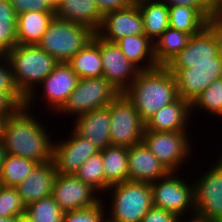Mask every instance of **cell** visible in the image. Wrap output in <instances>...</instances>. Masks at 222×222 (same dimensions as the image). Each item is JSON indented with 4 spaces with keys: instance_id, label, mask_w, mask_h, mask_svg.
Segmentation results:
<instances>
[{
    "instance_id": "db71d44e",
    "label": "cell",
    "mask_w": 222,
    "mask_h": 222,
    "mask_svg": "<svg viewBox=\"0 0 222 222\" xmlns=\"http://www.w3.org/2000/svg\"><path fill=\"white\" fill-rule=\"evenodd\" d=\"M218 159H216V161H218V162H220V163H222V152H221V155L219 156L218 155V157H217Z\"/></svg>"
},
{
    "instance_id": "836d02e7",
    "label": "cell",
    "mask_w": 222,
    "mask_h": 222,
    "mask_svg": "<svg viewBox=\"0 0 222 222\" xmlns=\"http://www.w3.org/2000/svg\"><path fill=\"white\" fill-rule=\"evenodd\" d=\"M25 215L31 222H62L64 212L51 195L27 205Z\"/></svg>"
},
{
    "instance_id": "30bf717a",
    "label": "cell",
    "mask_w": 222,
    "mask_h": 222,
    "mask_svg": "<svg viewBox=\"0 0 222 222\" xmlns=\"http://www.w3.org/2000/svg\"><path fill=\"white\" fill-rule=\"evenodd\" d=\"M222 53V29L211 22L198 34L192 35L186 47L165 67L167 69H185L195 62L213 61Z\"/></svg>"
},
{
    "instance_id": "5b68a950",
    "label": "cell",
    "mask_w": 222,
    "mask_h": 222,
    "mask_svg": "<svg viewBox=\"0 0 222 222\" xmlns=\"http://www.w3.org/2000/svg\"><path fill=\"white\" fill-rule=\"evenodd\" d=\"M94 34L87 26L54 16L37 45L58 62L67 63L93 39Z\"/></svg>"
},
{
    "instance_id": "8d00e7d4",
    "label": "cell",
    "mask_w": 222,
    "mask_h": 222,
    "mask_svg": "<svg viewBox=\"0 0 222 222\" xmlns=\"http://www.w3.org/2000/svg\"><path fill=\"white\" fill-rule=\"evenodd\" d=\"M25 105V99L20 93L0 92V120L13 114L19 107Z\"/></svg>"
},
{
    "instance_id": "816d5d0a",
    "label": "cell",
    "mask_w": 222,
    "mask_h": 222,
    "mask_svg": "<svg viewBox=\"0 0 222 222\" xmlns=\"http://www.w3.org/2000/svg\"><path fill=\"white\" fill-rule=\"evenodd\" d=\"M100 222H115V221H112L111 219H109V218L105 215Z\"/></svg>"
},
{
    "instance_id": "ee69618b",
    "label": "cell",
    "mask_w": 222,
    "mask_h": 222,
    "mask_svg": "<svg viewBox=\"0 0 222 222\" xmlns=\"http://www.w3.org/2000/svg\"><path fill=\"white\" fill-rule=\"evenodd\" d=\"M182 220L183 218H181L179 222H182ZM186 222H216V221L193 215L188 221L186 220Z\"/></svg>"
},
{
    "instance_id": "9f6ffc18",
    "label": "cell",
    "mask_w": 222,
    "mask_h": 222,
    "mask_svg": "<svg viewBox=\"0 0 222 222\" xmlns=\"http://www.w3.org/2000/svg\"><path fill=\"white\" fill-rule=\"evenodd\" d=\"M1 122H2V120H0V135H1Z\"/></svg>"
},
{
    "instance_id": "484cf974",
    "label": "cell",
    "mask_w": 222,
    "mask_h": 222,
    "mask_svg": "<svg viewBox=\"0 0 222 222\" xmlns=\"http://www.w3.org/2000/svg\"><path fill=\"white\" fill-rule=\"evenodd\" d=\"M190 38V34L168 27L153 42V55L157 66H166L186 47Z\"/></svg>"
},
{
    "instance_id": "5bb4252c",
    "label": "cell",
    "mask_w": 222,
    "mask_h": 222,
    "mask_svg": "<svg viewBox=\"0 0 222 222\" xmlns=\"http://www.w3.org/2000/svg\"><path fill=\"white\" fill-rule=\"evenodd\" d=\"M52 196L63 212L88 208L101 200V194L90 185L65 174H56Z\"/></svg>"
},
{
    "instance_id": "7bdbcfd3",
    "label": "cell",
    "mask_w": 222,
    "mask_h": 222,
    "mask_svg": "<svg viewBox=\"0 0 222 222\" xmlns=\"http://www.w3.org/2000/svg\"><path fill=\"white\" fill-rule=\"evenodd\" d=\"M214 22H222V3L214 10Z\"/></svg>"
},
{
    "instance_id": "d4e9b609",
    "label": "cell",
    "mask_w": 222,
    "mask_h": 222,
    "mask_svg": "<svg viewBox=\"0 0 222 222\" xmlns=\"http://www.w3.org/2000/svg\"><path fill=\"white\" fill-rule=\"evenodd\" d=\"M80 78L103 77V64L100 54V37L95 33L76 55L67 62Z\"/></svg>"
},
{
    "instance_id": "e575fe53",
    "label": "cell",
    "mask_w": 222,
    "mask_h": 222,
    "mask_svg": "<svg viewBox=\"0 0 222 222\" xmlns=\"http://www.w3.org/2000/svg\"><path fill=\"white\" fill-rule=\"evenodd\" d=\"M17 188L0 185V217H18L25 214Z\"/></svg>"
},
{
    "instance_id": "7c38bea8",
    "label": "cell",
    "mask_w": 222,
    "mask_h": 222,
    "mask_svg": "<svg viewBox=\"0 0 222 222\" xmlns=\"http://www.w3.org/2000/svg\"><path fill=\"white\" fill-rule=\"evenodd\" d=\"M176 79L179 97L190 104L216 79L222 78V53L213 61L195 62L185 69H168Z\"/></svg>"
},
{
    "instance_id": "83f0119b",
    "label": "cell",
    "mask_w": 222,
    "mask_h": 222,
    "mask_svg": "<svg viewBox=\"0 0 222 222\" xmlns=\"http://www.w3.org/2000/svg\"><path fill=\"white\" fill-rule=\"evenodd\" d=\"M138 7L143 18L144 34L154 42L169 27V6L155 0Z\"/></svg>"
},
{
    "instance_id": "f6af8a7d",
    "label": "cell",
    "mask_w": 222,
    "mask_h": 222,
    "mask_svg": "<svg viewBox=\"0 0 222 222\" xmlns=\"http://www.w3.org/2000/svg\"><path fill=\"white\" fill-rule=\"evenodd\" d=\"M5 156H6V151L4 149V145L0 137V172L2 170V165L4 163Z\"/></svg>"
},
{
    "instance_id": "f1b7e54d",
    "label": "cell",
    "mask_w": 222,
    "mask_h": 222,
    "mask_svg": "<svg viewBox=\"0 0 222 222\" xmlns=\"http://www.w3.org/2000/svg\"><path fill=\"white\" fill-rule=\"evenodd\" d=\"M210 23L197 8L180 5L169 7V27L191 36L201 32Z\"/></svg>"
},
{
    "instance_id": "c3c4849f",
    "label": "cell",
    "mask_w": 222,
    "mask_h": 222,
    "mask_svg": "<svg viewBox=\"0 0 222 222\" xmlns=\"http://www.w3.org/2000/svg\"><path fill=\"white\" fill-rule=\"evenodd\" d=\"M15 222H31L30 219L24 214L18 217H15Z\"/></svg>"
},
{
    "instance_id": "7402d4cb",
    "label": "cell",
    "mask_w": 222,
    "mask_h": 222,
    "mask_svg": "<svg viewBox=\"0 0 222 222\" xmlns=\"http://www.w3.org/2000/svg\"><path fill=\"white\" fill-rule=\"evenodd\" d=\"M55 17L91 28L99 29L103 15L94 0H61Z\"/></svg>"
},
{
    "instance_id": "60d3db41",
    "label": "cell",
    "mask_w": 222,
    "mask_h": 222,
    "mask_svg": "<svg viewBox=\"0 0 222 222\" xmlns=\"http://www.w3.org/2000/svg\"><path fill=\"white\" fill-rule=\"evenodd\" d=\"M180 217L171 212L164 209L152 207L143 217L141 222H179Z\"/></svg>"
},
{
    "instance_id": "9a60e30c",
    "label": "cell",
    "mask_w": 222,
    "mask_h": 222,
    "mask_svg": "<svg viewBox=\"0 0 222 222\" xmlns=\"http://www.w3.org/2000/svg\"><path fill=\"white\" fill-rule=\"evenodd\" d=\"M96 34L105 41L112 43H116L125 36L144 34L143 18L139 7L129 5L125 8L105 13Z\"/></svg>"
},
{
    "instance_id": "ab89813d",
    "label": "cell",
    "mask_w": 222,
    "mask_h": 222,
    "mask_svg": "<svg viewBox=\"0 0 222 222\" xmlns=\"http://www.w3.org/2000/svg\"><path fill=\"white\" fill-rule=\"evenodd\" d=\"M0 92L19 93L13 82L11 67L6 56H0Z\"/></svg>"
},
{
    "instance_id": "b9f144b4",
    "label": "cell",
    "mask_w": 222,
    "mask_h": 222,
    "mask_svg": "<svg viewBox=\"0 0 222 222\" xmlns=\"http://www.w3.org/2000/svg\"><path fill=\"white\" fill-rule=\"evenodd\" d=\"M94 2L97 4L102 15L130 5L129 0H94Z\"/></svg>"
},
{
    "instance_id": "3957f363",
    "label": "cell",
    "mask_w": 222,
    "mask_h": 222,
    "mask_svg": "<svg viewBox=\"0 0 222 222\" xmlns=\"http://www.w3.org/2000/svg\"><path fill=\"white\" fill-rule=\"evenodd\" d=\"M124 94L144 123L159 109L179 98L175 76L165 66L139 71Z\"/></svg>"
},
{
    "instance_id": "74e56055",
    "label": "cell",
    "mask_w": 222,
    "mask_h": 222,
    "mask_svg": "<svg viewBox=\"0 0 222 222\" xmlns=\"http://www.w3.org/2000/svg\"><path fill=\"white\" fill-rule=\"evenodd\" d=\"M169 7L185 6L197 8L210 22H214V9L205 0H159Z\"/></svg>"
},
{
    "instance_id": "52a82bcc",
    "label": "cell",
    "mask_w": 222,
    "mask_h": 222,
    "mask_svg": "<svg viewBox=\"0 0 222 222\" xmlns=\"http://www.w3.org/2000/svg\"><path fill=\"white\" fill-rule=\"evenodd\" d=\"M150 187L154 207L171 211L180 218L184 214H195L194 182L189 184L176 172H169L157 181L151 182Z\"/></svg>"
},
{
    "instance_id": "f35d334b",
    "label": "cell",
    "mask_w": 222,
    "mask_h": 222,
    "mask_svg": "<svg viewBox=\"0 0 222 222\" xmlns=\"http://www.w3.org/2000/svg\"><path fill=\"white\" fill-rule=\"evenodd\" d=\"M16 15L26 11L54 12L45 0H9Z\"/></svg>"
},
{
    "instance_id": "f5cc1de1",
    "label": "cell",
    "mask_w": 222,
    "mask_h": 222,
    "mask_svg": "<svg viewBox=\"0 0 222 222\" xmlns=\"http://www.w3.org/2000/svg\"><path fill=\"white\" fill-rule=\"evenodd\" d=\"M222 3V0H215V9Z\"/></svg>"
},
{
    "instance_id": "681fc988",
    "label": "cell",
    "mask_w": 222,
    "mask_h": 222,
    "mask_svg": "<svg viewBox=\"0 0 222 222\" xmlns=\"http://www.w3.org/2000/svg\"><path fill=\"white\" fill-rule=\"evenodd\" d=\"M0 222H15V217H0Z\"/></svg>"
},
{
    "instance_id": "4fadbf2b",
    "label": "cell",
    "mask_w": 222,
    "mask_h": 222,
    "mask_svg": "<svg viewBox=\"0 0 222 222\" xmlns=\"http://www.w3.org/2000/svg\"><path fill=\"white\" fill-rule=\"evenodd\" d=\"M68 138L53 141L52 161L57 174L75 175L82 164L100 150L72 128Z\"/></svg>"
},
{
    "instance_id": "11a10c76",
    "label": "cell",
    "mask_w": 222,
    "mask_h": 222,
    "mask_svg": "<svg viewBox=\"0 0 222 222\" xmlns=\"http://www.w3.org/2000/svg\"><path fill=\"white\" fill-rule=\"evenodd\" d=\"M216 23H218L220 25L221 29H222V22H216Z\"/></svg>"
},
{
    "instance_id": "7dc6e473",
    "label": "cell",
    "mask_w": 222,
    "mask_h": 222,
    "mask_svg": "<svg viewBox=\"0 0 222 222\" xmlns=\"http://www.w3.org/2000/svg\"><path fill=\"white\" fill-rule=\"evenodd\" d=\"M150 1H155V0H129V3L130 5L139 6L141 4L148 3Z\"/></svg>"
},
{
    "instance_id": "ac0fdd59",
    "label": "cell",
    "mask_w": 222,
    "mask_h": 222,
    "mask_svg": "<svg viewBox=\"0 0 222 222\" xmlns=\"http://www.w3.org/2000/svg\"><path fill=\"white\" fill-rule=\"evenodd\" d=\"M72 129L81 137L94 144L99 150L111 145L110 109L108 106L74 118Z\"/></svg>"
},
{
    "instance_id": "e0dca14e",
    "label": "cell",
    "mask_w": 222,
    "mask_h": 222,
    "mask_svg": "<svg viewBox=\"0 0 222 222\" xmlns=\"http://www.w3.org/2000/svg\"><path fill=\"white\" fill-rule=\"evenodd\" d=\"M79 77L65 62H59L54 70L39 84L43 86V98L50 111H59L67 102L69 95L76 88ZM44 96V97H43Z\"/></svg>"
},
{
    "instance_id": "7a4b0ae2",
    "label": "cell",
    "mask_w": 222,
    "mask_h": 222,
    "mask_svg": "<svg viewBox=\"0 0 222 222\" xmlns=\"http://www.w3.org/2000/svg\"><path fill=\"white\" fill-rule=\"evenodd\" d=\"M6 58L11 67L16 89L25 99V106L32 109L37 98V86L54 70L59 63L37 44L15 45L7 52Z\"/></svg>"
},
{
    "instance_id": "44dd1931",
    "label": "cell",
    "mask_w": 222,
    "mask_h": 222,
    "mask_svg": "<svg viewBox=\"0 0 222 222\" xmlns=\"http://www.w3.org/2000/svg\"><path fill=\"white\" fill-rule=\"evenodd\" d=\"M191 115V104L179 97L155 112L145 122V131H187Z\"/></svg>"
},
{
    "instance_id": "f907efd6",
    "label": "cell",
    "mask_w": 222,
    "mask_h": 222,
    "mask_svg": "<svg viewBox=\"0 0 222 222\" xmlns=\"http://www.w3.org/2000/svg\"><path fill=\"white\" fill-rule=\"evenodd\" d=\"M215 10V0H205Z\"/></svg>"
},
{
    "instance_id": "2e32d148",
    "label": "cell",
    "mask_w": 222,
    "mask_h": 222,
    "mask_svg": "<svg viewBox=\"0 0 222 222\" xmlns=\"http://www.w3.org/2000/svg\"><path fill=\"white\" fill-rule=\"evenodd\" d=\"M100 54L103 77L120 93L124 92L136 78L139 70L127 59L116 43L100 38Z\"/></svg>"
},
{
    "instance_id": "8992f818",
    "label": "cell",
    "mask_w": 222,
    "mask_h": 222,
    "mask_svg": "<svg viewBox=\"0 0 222 222\" xmlns=\"http://www.w3.org/2000/svg\"><path fill=\"white\" fill-rule=\"evenodd\" d=\"M119 94V90L104 77L80 78L67 102L56 113L60 115L64 112L71 114V117H79L94 109L108 106Z\"/></svg>"
},
{
    "instance_id": "ba28073f",
    "label": "cell",
    "mask_w": 222,
    "mask_h": 222,
    "mask_svg": "<svg viewBox=\"0 0 222 222\" xmlns=\"http://www.w3.org/2000/svg\"><path fill=\"white\" fill-rule=\"evenodd\" d=\"M188 134V131H144L142 142L169 172L179 173L193 152Z\"/></svg>"
},
{
    "instance_id": "1f68e13d",
    "label": "cell",
    "mask_w": 222,
    "mask_h": 222,
    "mask_svg": "<svg viewBox=\"0 0 222 222\" xmlns=\"http://www.w3.org/2000/svg\"><path fill=\"white\" fill-rule=\"evenodd\" d=\"M17 15L9 0H0V56H6L15 45Z\"/></svg>"
},
{
    "instance_id": "8fae6325",
    "label": "cell",
    "mask_w": 222,
    "mask_h": 222,
    "mask_svg": "<svg viewBox=\"0 0 222 222\" xmlns=\"http://www.w3.org/2000/svg\"><path fill=\"white\" fill-rule=\"evenodd\" d=\"M211 166L194 180V215L222 222V163Z\"/></svg>"
},
{
    "instance_id": "d6986e66",
    "label": "cell",
    "mask_w": 222,
    "mask_h": 222,
    "mask_svg": "<svg viewBox=\"0 0 222 222\" xmlns=\"http://www.w3.org/2000/svg\"><path fill=\"white\" fill-rule=\"evenodd\" d=\"M168 173L169 171L143 142L128 147L129 181L151 183Z\"/></svg>"
},
{
    "instance_id": "603a6c76",
    "label": "cell",
    "mask_w": 222,
    "mask_h": 222,
    "mask_svg": "<svg viewBox=\"0 0 222 222\" xmlns=\"http://www.w3.org/2000/svg\"><path fill=\"white\" fill-rule=\"evenodd\" d=\"M54 12L26 11L17 15L16 40L17 44H38L46 32Z\"/></svg>"
},
{
    "instance_id": "4dcf8cb0",
    "label": "cell",
    "mask_w": 222,
    "mask_h": 222,
    "mask_svg": "<svg viewBox=\"0 0 222 222\" xmlns=\"http://www.w3.org/2000/svg\"><path fill=\"white\" fill-rule=\"evenodd\" d=\"M102 152L90 156L75 173V176L94 188L99 194L105 193L110 185L104 179Z\"/></svg>"
},
{
    "instance_id": "4316f807",
    "label": "cell",
    "mask_w": 222,
    "mask_h": 222,
    "mask_svg": "<svg viewBox=\"0 0 222 222\" xmlns=\"http://www.w3.org/2000/svg\"><path fill=\"white\" fill-rule=\"evenodd\" d=\"M100 151L105 181L110 186L128 181V147L109 145Z\"/></svg>"
},
{
    "instance_id": "277c9868",
    "label": "cell",
    "mask_w": 222,
    "mask_h": 222,
    "mask_svg": "<svg viewBox=\"0 0 222 222\" xmlns=\"http://www.w3.org/2000/svg\"><path fill=\"white\" fill-rule=\"evenodd\" d=\"M107 191H110L109 198L112 199L106 216L112 221L141 222L149 209L153 207L149 182L128 180L110 186Z\"/></svg>"
},
{
    "instance_id": "cb8c5ba5",
    "label": "cell",
    "mask_w": 222,
    "mask_h": 222,
    "mask_svg": "<svg viewBox=\"0 0 222 222\" xmlns=\"http://www.w3.org/2000/svg\"><path fill=\"white\" fill-rule=\"evenodd\" d=\"M116 44L139 71L158 67L153 55V42L145 34L125 36Z\"/></svg>"
},
{
    "instance_id": "9c48e42d",
    "label": "cell",
    "mask_w": 222,
    "mask_h": 222,
    "mask_svg": "<svg viewBox=\"0 0 222 222\" xmlns=\"http://www.w3.org/2000/svg\"><path fill=\"white\" fill-rule=\"evenodd\" d=\"M111 145L131 147L142 142L145 123L132 101L120 93L109 105Z\"/></svg>"
},
{
    "instance_id": "d6a6232c",
    "label": "cell",
    "mask_w": 222,
    "mask_h": 222,
    "mask_svg": "<svg viewBox=\"0 0 222 222\" xmlns=\"http://www.w3.org/2000/svg\"><path fill=\"white\" fill-rule=\"evenodd\" d=\"M222 118V78L216 79L191 103V114L194 110Z\"/></svg>"
},
{
    "instance_id": "d590c367",
    "label": "cell",
    "mask_w": 222,
    "mask_h": 222,
    "mask_svg": "<svg viewBox=\"0 0 222 222\" xmlns=\"http://www.w3.org/2000/svg\"><path fill=\"white\" fill-rule=\"evenodd\" d=\"M93 206L64 212L62 222H100L106 215L104 196Z\"/></svg>"
},
{
    "instance_id": "f546056e",
    "label": "cell",
    "mask_w": 222,
    "mask_h": 222,
    "mask_svg": "<svg viewBox=\"0 0 222 222\" xmlns=\"http://www.w3.org/2000/svg\"><path fill=\"white\" fill-rule=\"evenodd\" d=\"M37 164L38 162L29 158L6 154L0 172V185L16 188Z\"/></svg>"
},
{
    "instance_id": "bcb514c9",
    "label": "cell",
    "mask_w": 222,
    "mask_h": 222,
    "mask_svg": "<svg viewBox=\"0 0 222 222\" xmlns=\"http://www.w3.org/2000/svg\"><path fill=\"white\" fill-rule=\"evenodd\" d=\"M48 6L55 12V10L59 7L61 0H45Z\"/></svg>"
},
{
    "instance_id": "ffe728a7",
    "label": "cell",
    "mask_w": 222,
    "mask_h": 222,
    "mask_svg": "<svg viewBox=\"0 0 222 222\" xmlns=\"http://www.w3.org/2000/svg\"><path fill=\"white\" fill-rule=\"evenodd\" d=\"M54 162L38 163L32 172L16 188L25 206L51 196L56 178Z\"/></svg>"
},
{
    "instance_id": "6da1fadb",
    "label": "cell",
    "mask_w": 222,
    "mask_h": 222,
    "mask_svg": "<svg viewBox=\"0 0 222 222\" xmlns=\"http://www.w3.org/2000/svg\"><path fill=\"white\" fill-rule=\"evenodd\" d=\"M31 111L24 105L2 120L0 137L6 154L44 163L52 160V136Z\"/></svg>"
}]
</instances>
